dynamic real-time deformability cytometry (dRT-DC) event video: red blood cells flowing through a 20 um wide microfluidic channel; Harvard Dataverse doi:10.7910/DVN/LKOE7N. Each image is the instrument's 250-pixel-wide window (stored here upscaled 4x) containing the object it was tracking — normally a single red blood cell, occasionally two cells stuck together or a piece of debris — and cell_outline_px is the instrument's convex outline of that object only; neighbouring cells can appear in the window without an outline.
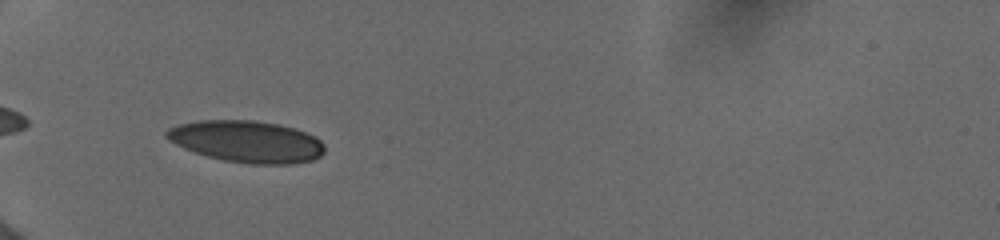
{"species": "human", "species_latin": "Homo sapiens", "temperature_condition": "cold", "stored_images_in_passage": 23, "camera_frame_rate_fps": 3000, "um_per_image_px": 0.085, "donor": {"sex": "female"}, "frame": {"image": 1, "passage_image": 1, "time_ms": 0.0, "image_size_px": [1000, 240], "cell_outline_px": [[324, 152], [320, 156], [312, 160], [292, 164], [252, 164], [224, 160], [208, 156], [184, 148], [176, 144], [164, 136], [164, 132], [168, 128], [180, 124], [196, 120], [256, 120], [280, 124], [304, 132], [320, 140], [324, 144]], "centroid_in_image_um": [20.96, 12.02], "position_along_channel_um": 64.0, "area_um2": 38.38}}
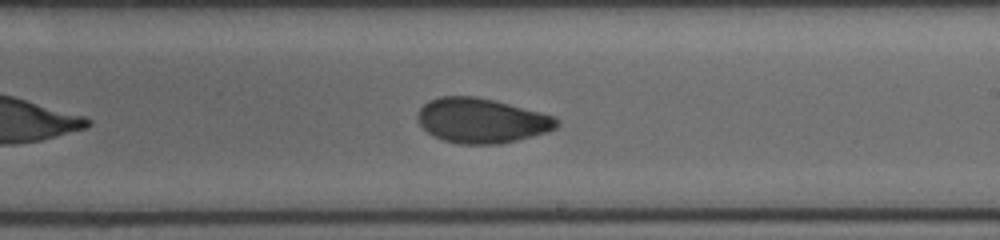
{"frame": {"image": 2, "passage_image": 11, "time_ms": 5.0, "image_size_px": [1000, 240], "cell_outline_px": [[560, 124], [556, 128], [548, 132], [500, 144], [460, 144], [444, 140], [432, 136], [420, 124], [416, 116], [420, 108], [428, 100], [440, 96], [476, 96], [508, 104], [552, 116], [560, 120]], "centroid_in_image_um": [40.91, 10.25], "position_along_channel_um": 248.1, "area_um2": 36.13}}
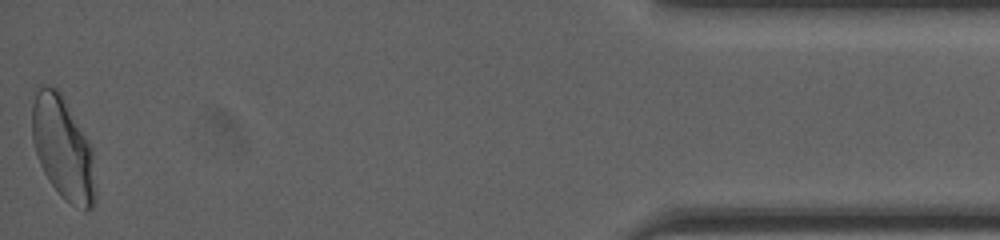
{"frame": {"image": 3, "passage_image": 23, "time_ms": 11.333, "image_size_px": [1000, 240], "cell_outline_px": [[96, 200], [92, 208], [84, 212], [60, 196], [48, 180], [36, 156], [32, 140], [32, 88], [40, 84], [44, 84], [56, 88], [64, 96], [88, 140], [92, 148], [96, 192]], "centroid_in_image_um": [5.33, 12.56], "position_along_channel_um": 429.9, "area_um2": 38.84}, "authors_computed_cell_mechanics": {"area_um2": 36.703, "velocity_mm_per_s": 3.9396, "shape_relaxation_time_tau1_ms": 10.2335, "shape_relaxation_time_tau2_ms": 1.537, "deformation_change_tau1": 0.2029, "deformation_change_tau2": 0.0628}}